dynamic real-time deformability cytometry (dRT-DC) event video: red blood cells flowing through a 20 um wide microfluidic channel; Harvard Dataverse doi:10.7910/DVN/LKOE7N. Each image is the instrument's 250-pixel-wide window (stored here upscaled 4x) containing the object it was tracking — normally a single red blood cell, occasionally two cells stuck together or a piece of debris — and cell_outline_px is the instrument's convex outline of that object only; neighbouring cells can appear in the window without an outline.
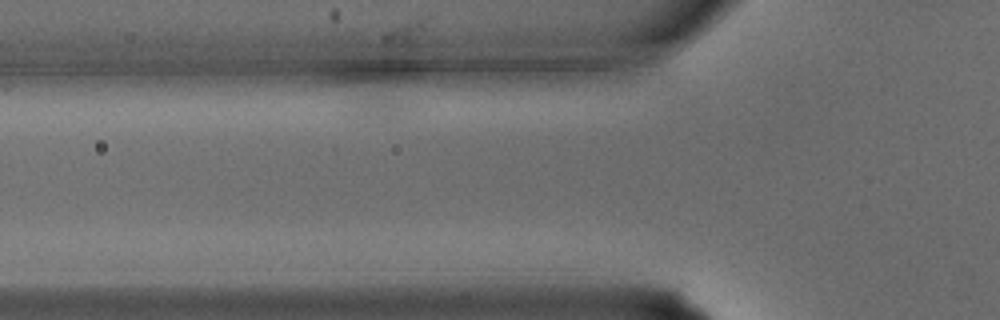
{"species": "common noctule bat (a hibernating species)", "species_latin": "Nyctalus noctula", "temperature_condition": "warm", "stored_images_in_passage": 4, "camera_frame_rate_fps": 3000, "um_per_image_px": 0.085, "animal": {"sex": "male", "body_mass_g": 15.6}, "frame": {"image": 1, "passage_image": 2, "time_ms": 0.333, "image_size_px": [1000, 320], "cell_outline_px": [[604, 136], [596, 140], [500, 148], [440, 144], [420, 140], [408, 136], [412, 132], [424, 128], [592, 128], [604, 132]], "centroid_in_image_um": [42.96, 11.59], "position_along_channel_um": 82.8, "area_um2": 21.85}}